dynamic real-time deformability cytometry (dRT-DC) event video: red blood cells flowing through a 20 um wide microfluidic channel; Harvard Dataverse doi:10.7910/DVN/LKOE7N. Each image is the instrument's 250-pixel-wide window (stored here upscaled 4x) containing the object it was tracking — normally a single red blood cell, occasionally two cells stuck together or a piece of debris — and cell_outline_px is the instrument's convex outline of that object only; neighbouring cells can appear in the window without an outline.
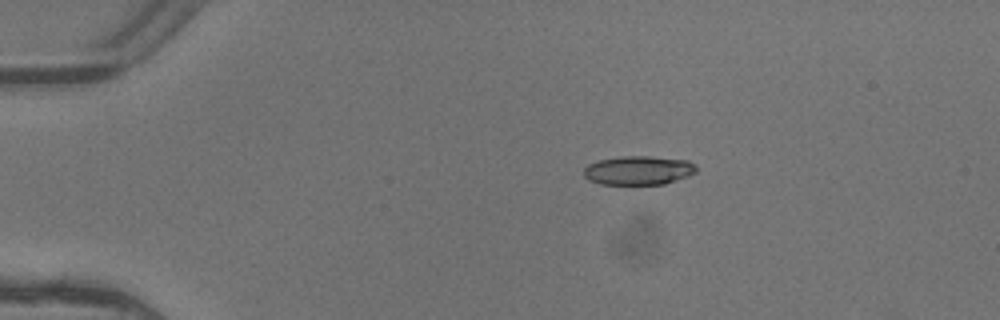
{"species": "common noctule bat (a hibernating species)", "species_latin": "Nyctalus noctula", "temperature_condition": "warm", "stored_images_in_passage": 7, "camera_frame_rate_fps": 3000, "um_per_image_px": 0.085, "animal": {"sex": "female"}, "frame": {"image": 1, "passage_image": 2, "time_ms": 0.333, "image_size_px": [1000, 320], "cell_outline_px": [[696, 172], [688, 176], [664, 184], [600, 184], [588, 180], [584, 176], [584, 168], [588, 164], [600, 160], [624, 156], [648, 156], [688, 160], [696, 164]], "centroid_in_image_um": [54.28, 14.48], "position_along_channel_um": 30.7, "area_um2": 18.96}}
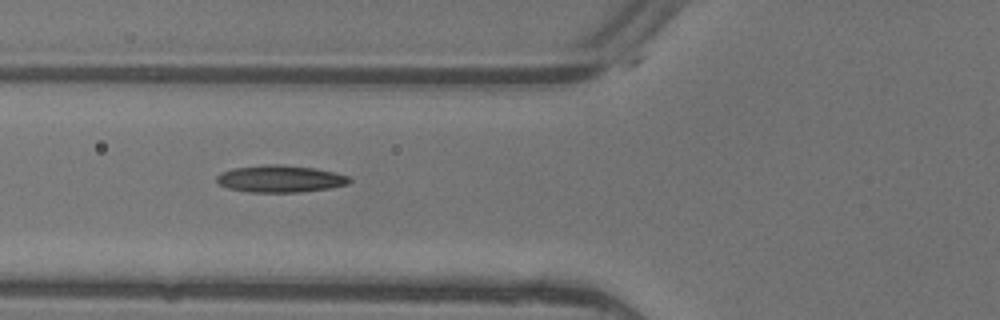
{"frame": {"image": 2, "passage_image": 5, "time_ms": 1.333, "image_size_px": [1000, 320], "cell_outline_px": [[352, 180], [348, 184], [328, 188], [300, 192], [248, 192], [228, 188], [220, 184], [216, 180], [216, 176], [220, 172], [232, 168], [268, 164], [280, 164], [312, 168], [332, 172], [348, 176]], "centroid_in_image_um": [23.77, 15.2], "position_along_channel_um": 102.0, "area_um2": 20.81}}
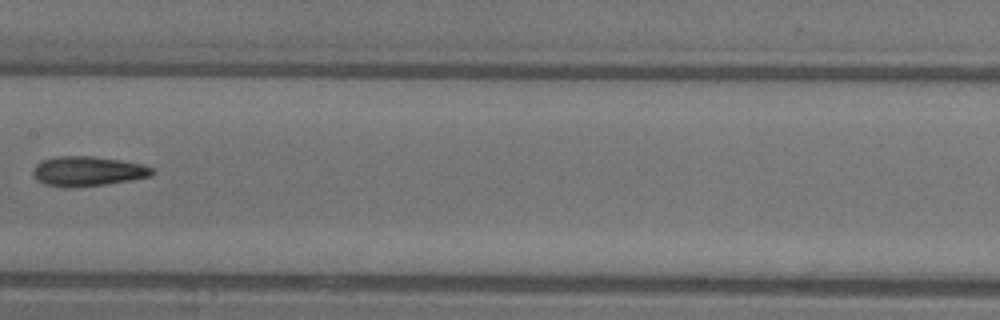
{"frame": {"image": 3, "passage_image": 7, "time_ms": 2.0, "image_size_px": [1000, 320], "cell_outline_px": [[156, 172], [152, 176], [132, 180], [76, 188], [68, 188], [44, 184], [36, 180], [32, 172], [36, 164], [44, 160], [56, 156], [92, 156], [120, 160], [140, 164], [152, 168]], "centroid_in_image_um": [7.45, 14.57], "position_along_channel_um": 200.0, "area_um2": 20.75}}